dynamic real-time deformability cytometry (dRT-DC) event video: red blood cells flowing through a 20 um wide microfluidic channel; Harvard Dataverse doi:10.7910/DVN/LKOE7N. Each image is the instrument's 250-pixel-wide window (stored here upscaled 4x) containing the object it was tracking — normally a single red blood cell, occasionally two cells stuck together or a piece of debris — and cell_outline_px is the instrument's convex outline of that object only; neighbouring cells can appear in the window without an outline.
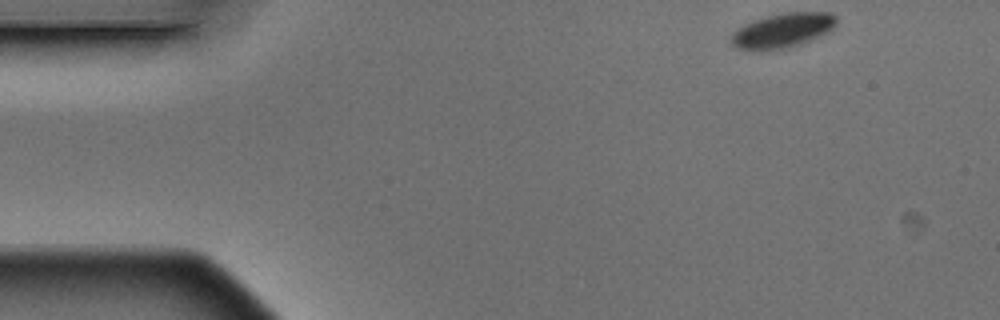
{"species": "Egyptian fruit bat (a non-hibernating species)", "species_latin": "Rousettus aegyptiacus", "temperature_condition": "warm", "stored_images_in_passage": 5, "segment_of_instrument_passage": [2, 2], "camera_frame_rate_fps": 3000, "um_per_image_px": 0.085, "animal": {"sex": "male"}, "frame": {"image": 1, "passage_image": 5, "time_ms": 1.333, "image_size_px": [1000, 320], "cell_outline_px": [[836, 24], [828, 32], [820, 36], [792, 48], [768, 52], [752, 52], [736, 48], [732, 44], [728, 36], [736, 28], [744, 24], [768, 16], [784, 12], [832, 12], [836, 16]], "centroid_in_image_um": [66.46, 2.64], "position_along_channel_um": 18.5, "area_um2": 22.02}}